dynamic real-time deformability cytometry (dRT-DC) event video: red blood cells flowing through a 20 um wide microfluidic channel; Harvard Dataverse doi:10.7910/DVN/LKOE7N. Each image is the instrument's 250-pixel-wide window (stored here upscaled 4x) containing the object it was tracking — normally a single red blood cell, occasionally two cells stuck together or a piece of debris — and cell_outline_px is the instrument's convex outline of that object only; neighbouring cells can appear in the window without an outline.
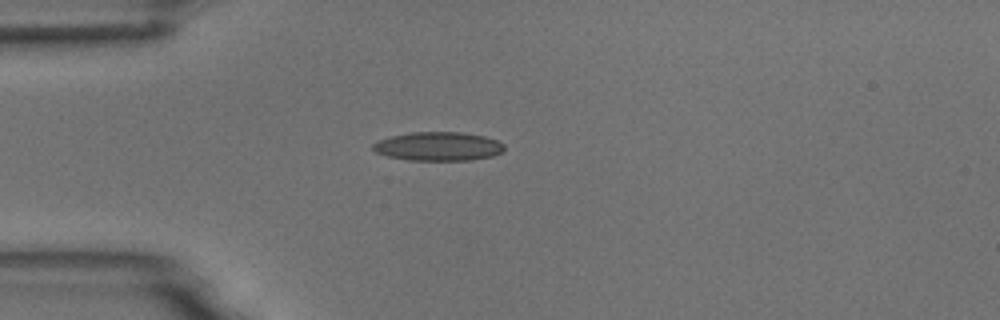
{"species": "common noctule bat (a hibernating species)", "species_latin": "Nyctalus noctula", "temperature_condition": "room temperature", "stored_images_in_passage": 41, "camera_frame_rate_fps": 3000, "um_per_image_px": 0.085, "animal": {"sex": "male", "body_mass_g": 18.8}, "frame": {"image": 1, "passage_image": 1, "time_ms": 0.0, "image_size_px": [1000, 320], "cell_outline_px": [[504, 148], [500, 152], [492, 156], [472, 160], [408, 160], [388, 156], [376, 152], [372, 148], [372, 144], [380, 140], [392, 136], [412, 132], [460, 132], [484, 136], [496, 140], [504, 144]], "centroid_in_image_um": [37.25, 12.44], "position_along_channel_um": 47.7, "area_um2": 21.85}}
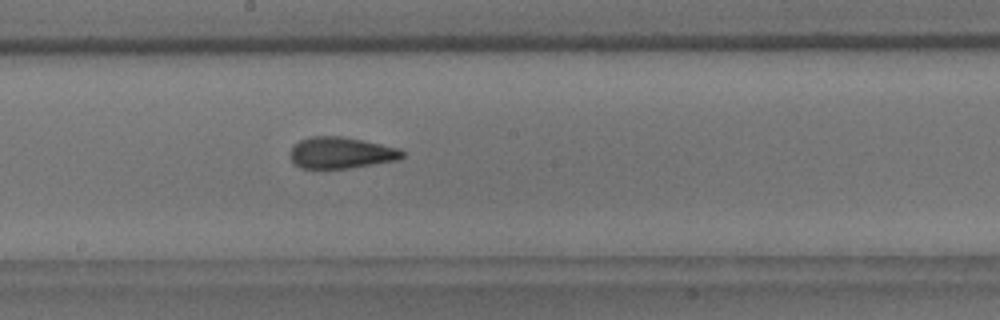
{"frame": {"image": 2, "passage_image": 16, "time_ms": 5.0, "image_size_px": [1000, 320], "cell_outline_px": [[404, 156], [400, 160], [348, 168], [300, 168], [288, 156], [292, 144], [300, 140], [312, 136], [340, 136], [400, 148], [404, 152]], "centroid_in_image_um": [28.97, 12.99], "position_along_channel_um": 219.2, "area_um2": 20.58}}
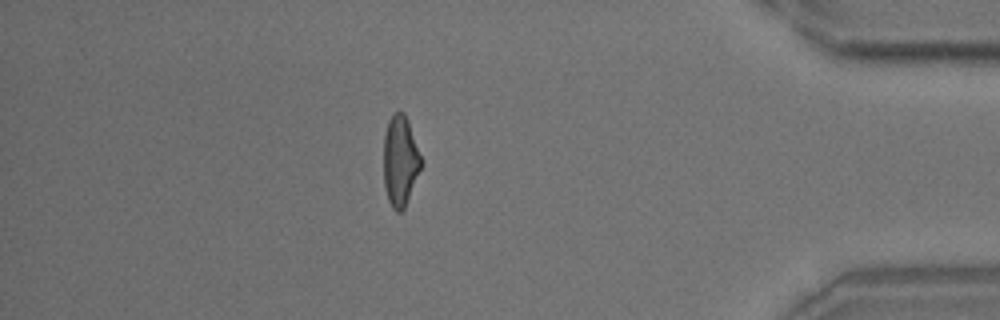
{"frame": {"image": 3, "passage_image": 34, "time_ms": 11.0, "image_size_px": [1000, 320], "cell_outline_px": [[420, 168], [404, 208], [400, 212], [396, 212], [392, 208], [388, 200], [384, 184], [384, 136], [388, 120], [392, 112], [404, 112], [408, 120], [420, 156]], "centroid_in_image_um": [33.98, 13.65], "position_along_channel_um": 401.2, "area_um2": 19.36}, "authors_computed_cell_mechanics": {"area_um2": 20.519, "velocity_mm_per_s": 3.6938, "shape_relaxation_time_tau1_ms": null, "shape_relaxation_time_tau2_ms": 1.9534, "deformation_change_tau1": null, "deformation_change_tau2": 0.1007}}